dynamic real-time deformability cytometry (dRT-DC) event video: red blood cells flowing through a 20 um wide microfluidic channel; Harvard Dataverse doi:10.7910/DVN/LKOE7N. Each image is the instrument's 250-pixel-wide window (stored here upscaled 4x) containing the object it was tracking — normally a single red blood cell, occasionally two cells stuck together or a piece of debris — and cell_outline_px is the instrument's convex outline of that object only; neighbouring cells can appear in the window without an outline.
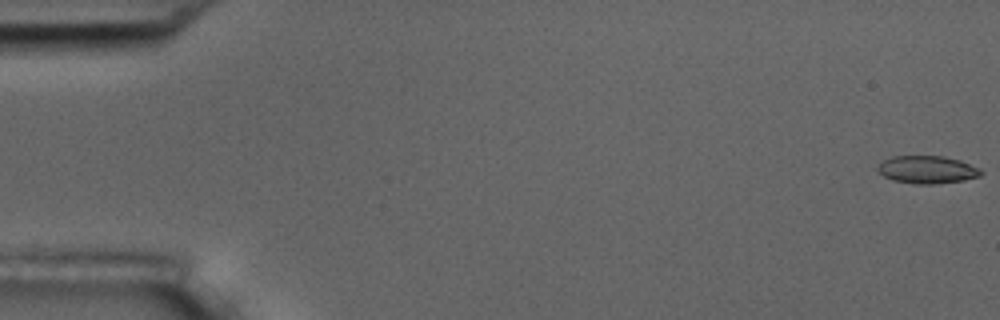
{"species": "common noctule bat (a hibernating species)", "species_latin": "Nyctalus noctula", "temperature_condition": "room temperature", "stored_images_in_passage": 11, "camera_frame_rate_fps": 3000, "um_per_image_px": 0.085, "animal": {"sex": "male", "body_mass_g": 17.5, "forearm_length_mm": 52.3}, "frame": {"image": 1, "passage_image": 1, "time_ms": 0.0, "image_size_px": [1000, 320], "cell_outline_px": [[984, 172], [980, 176], [964, 180], [936, 184], [916, 184], [892, 180], [884, 176], [876, 168], [884, 160], [892, 156], [944, 156], [960, 160], [980, 168]], "centroid_in_image_um": [78.84, 14.42], "position_along_channel_um": 6.2, "area_um2": 16.7}}